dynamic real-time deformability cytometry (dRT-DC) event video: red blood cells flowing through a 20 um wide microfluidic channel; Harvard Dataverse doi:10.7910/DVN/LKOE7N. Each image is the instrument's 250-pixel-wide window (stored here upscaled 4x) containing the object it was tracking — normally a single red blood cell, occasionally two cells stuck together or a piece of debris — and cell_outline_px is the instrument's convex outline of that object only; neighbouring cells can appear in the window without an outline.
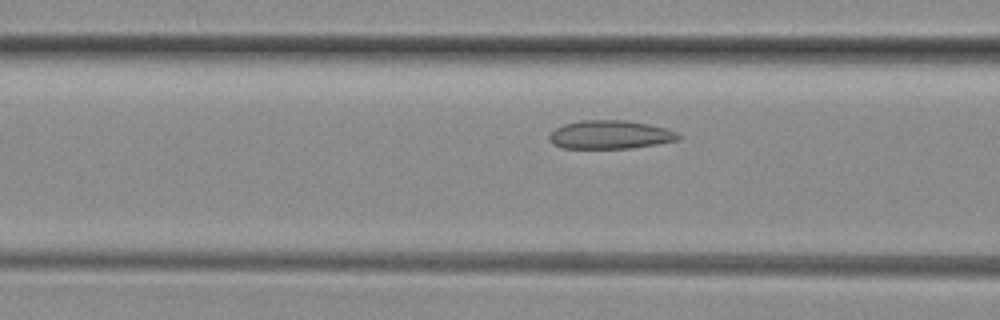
{"species": "common noctule bat (a hibernating species)", "species_latin": "Nyctalus noctula", "temperature_condition": "room temperature", "stored_images_in_passage": 48, "camera_frame_rate_fps": 3000, "um_per_image_px": 0.085, "animal": {"sex": "female", "body_mass_g": 29.2, "forearm_length_mm": 56.3}, "frame": {"image": 1, "passage_image": 17, "time_ms": 5.333, "image_size_px": [1000, 320], "cell_outline_px": [[680, 136], [676, 140], [656, 144], [632, 148], [564, 148], [552, 144], [548, 140], [548, 136], [556, 128], [564, 124], [580, 120], [628, 120], [668, 128], [676, 132]], "centroid_in_image_um": [51.84, 11.44], "position_along_channel_um": 114.8, "area_um2": 21.44}}
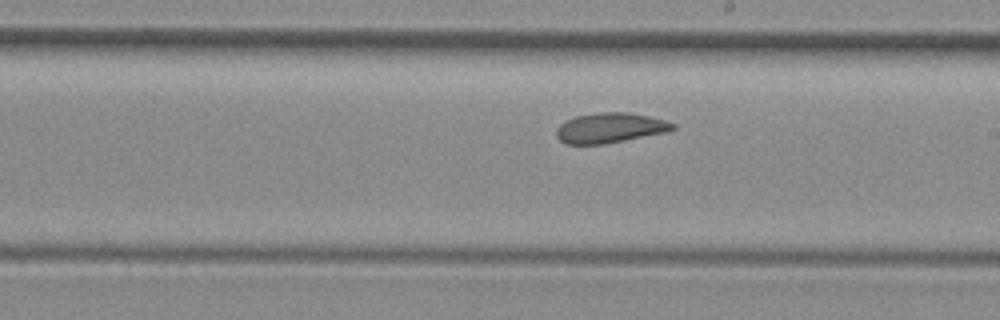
{"frame": {"image": 2, "passage_image": 26, "time_ms": 8.333, "image_size_px": [1000, 320], "cell_outline_px": [[676, 128], [668, 132], [604, 144], [564, 144], [556, 136], [556, 128], [560, 124], [576, 116], [596, 112], [628, 112], [648, 116], [664, 120], [676, 124]], "centroid_in_image_um": [51.86, 10.87], "position_along_channel_um": 237.1, "area_um2": 20.46}}
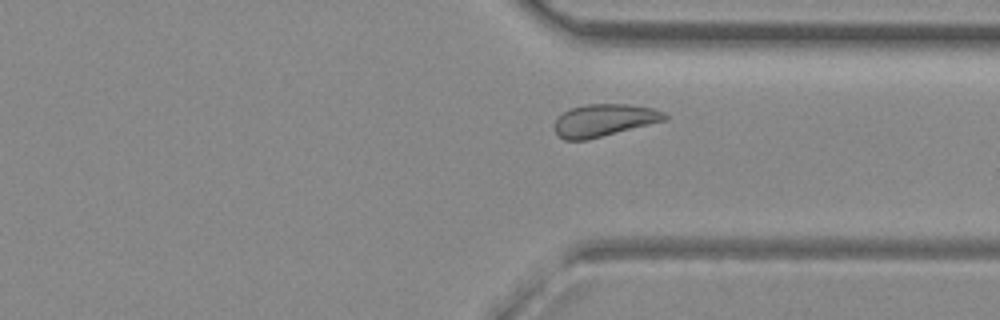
{"frame": {"image": 3, "passage_image": 35, "time_ms": 11.333, "image_size_px": [1000, 320], "cell_outline_px": [[668, 120], [588, 140], [564, 140], [556, 132], [556, 120], [564, 112], [572, 108], [588, 104], [628, 104], [652, 108], [664, 112], [668, 116]], "centroid_in_image_um": [51.41, 10.23], "position_along_channel_um": 360.0, "area_um2": 20.69}, "authors_computed_cell_mechanics": {"area_um2": 21.4727, "velocity_mm_per_s": 4.0848, "shape_relaxation_time_tau1_ms": null, "shape_relaxation_time_tau2_ms": 2.2566, "deformation_change_tau1": null, "deformation_change_tau2": 0.0805}}